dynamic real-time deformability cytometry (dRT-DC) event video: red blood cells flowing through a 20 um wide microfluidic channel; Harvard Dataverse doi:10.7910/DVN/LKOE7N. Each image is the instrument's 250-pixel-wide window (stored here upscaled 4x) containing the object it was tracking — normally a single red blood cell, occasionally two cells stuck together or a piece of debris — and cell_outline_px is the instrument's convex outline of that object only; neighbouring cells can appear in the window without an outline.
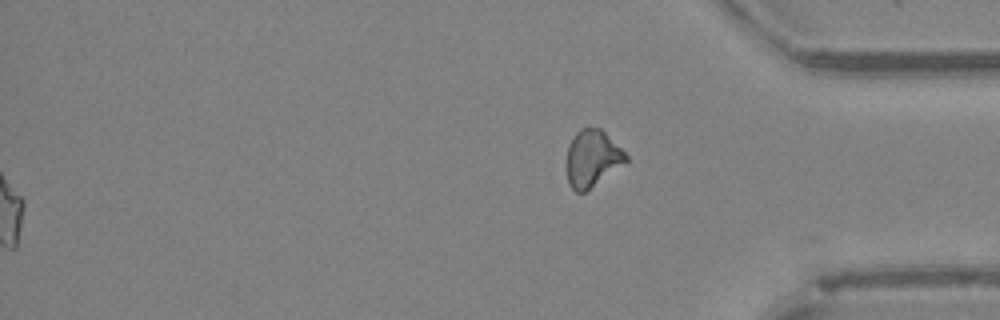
{"species": "Egyptian fruit bat (a non-hibernating species)", "species_latin": "Rousettus aegyptiacus", "temperature_condition": "cold", "stored_images_in_passage": 40, "segment_of_instrument_passage": [2, 2], "camera_frame_rate_fps": 3000, "um_per_image_px": 0.085, "animal": {"sex": "female"}, "frame": {"image": 1, "passage_image": 40, "time_ms": 13.0, "image_size_px": [1000, 320], "cell_outline_px": [[628, 160], [584, 192], [576, 192], [568, 184], [564, 164], [568, 144], [576, 132], [580, 128], [600, 128], [628, 156]], "centroid_in_image_um": [50.26, 13.46], "position_along_channel_um": 384.9, "area_um2": 19.54}}